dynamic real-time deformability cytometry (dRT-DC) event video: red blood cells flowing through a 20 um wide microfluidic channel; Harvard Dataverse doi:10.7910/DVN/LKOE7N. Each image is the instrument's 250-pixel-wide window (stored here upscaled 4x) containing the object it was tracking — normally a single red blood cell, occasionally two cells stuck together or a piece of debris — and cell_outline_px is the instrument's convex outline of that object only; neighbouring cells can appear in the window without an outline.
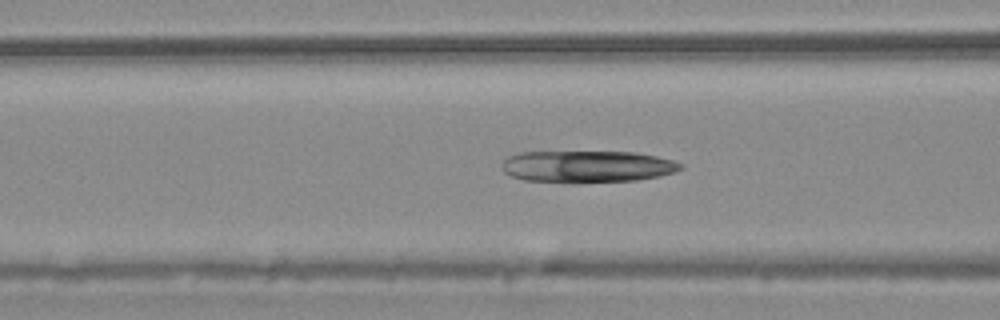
{"species": "common noctule bat (a hibernating species)", "species_latin": "Nyctalus noctula", "temperature_condition": "warm", "stored_images_in_passage": 39, "camera_frame_rate_fps": 3000, "um_per_image_px": 0.085, "animal": {"sex": "male", "body_mass_g": 20.4}, "frame": {"image": 1, "passage_image": 13, "time_ms": 4.0, "image_size_px": [1000, 320], "cell_outline_px": [[684, 168], [676, 172], [660, 176], [636, 180], [524, 180], [512, 176], [504, 172], [500, 168], [500, 164], [508, 156], [520, 152], [636, 152], [656, 156], [672, 160], [680, 164]], "centroid_in_image_um": [49.91, 14.11], "position_along_channel_um": 116.7, "area_um2": 32.19}}
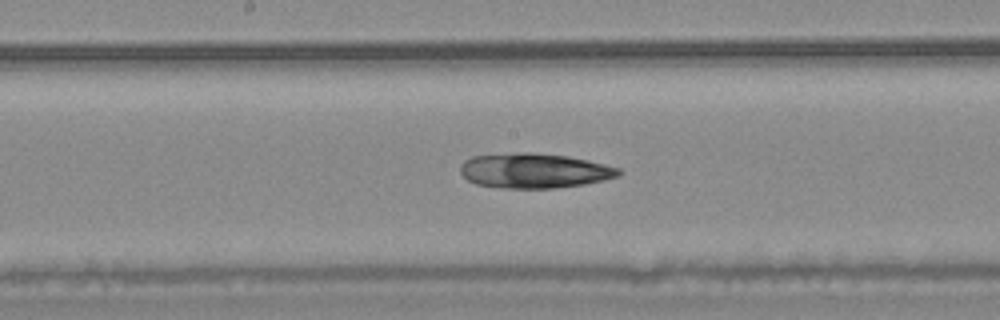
{"frame": {"image": 2, "passage_image": 20, "time_ms": 6.333, "image_size_px": [1000, 320], "cell_outline_px": [[620, 176], [604, 180], [584, 184], [556, 188], [500, 188], [476, 184], [468, 180], [460, 172], [460, 164], [464, 160], [472, 156], [520, 152], [532, 152], [568, 156], [588, 160], [620, 168]], "centroid_in_image_um": [45.4, 14.51], "position_along_channel_um": 202.8, "area_um2": 32.31}}
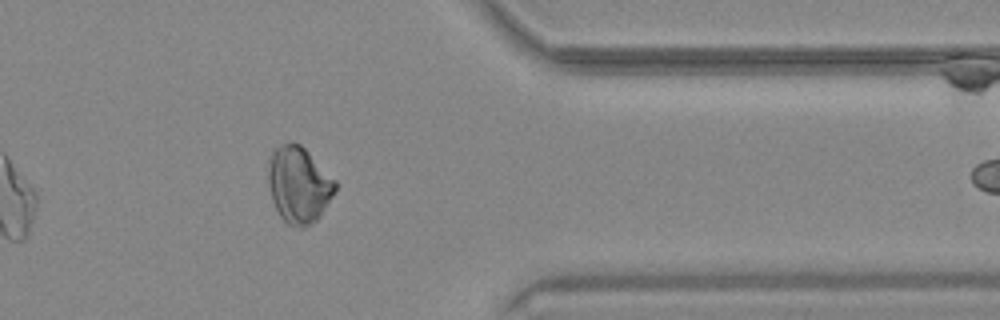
{"frame": {"image": 3, "passage_image": 36, "time_ms": 11.667, "image_size_px": [1000, 320], "cell_outline_px": [[336, 192], [320, 216], [312, 224], [304, 228], [300, 228], [288, 224], [280, 216], [272, 200], [268, 180], [268, 160], [272, 152], [280, 144], [300, 144], [336, 180]], "centroid_in_image_um": [25.41, 15.74], "position_along_channel_um": 386.0, "area_um2": 29.77}}